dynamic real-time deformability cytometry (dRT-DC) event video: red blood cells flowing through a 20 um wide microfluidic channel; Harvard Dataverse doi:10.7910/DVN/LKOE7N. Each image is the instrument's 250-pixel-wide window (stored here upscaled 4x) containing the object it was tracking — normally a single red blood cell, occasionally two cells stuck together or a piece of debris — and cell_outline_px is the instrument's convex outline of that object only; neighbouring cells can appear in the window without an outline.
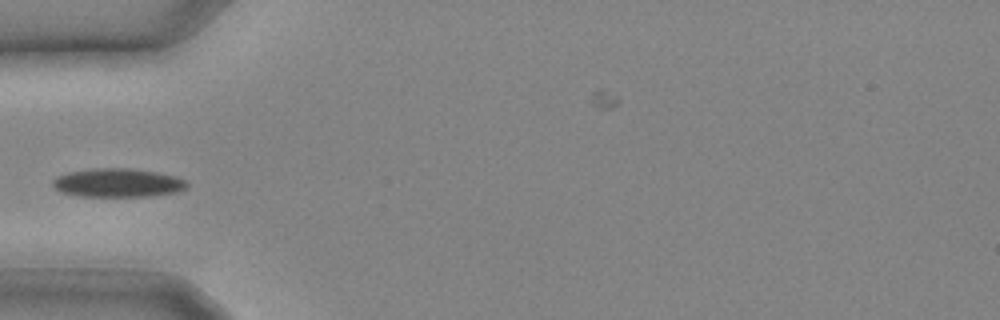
{"species": "common noctule bat (a hibernating species)", "species_latin": "Nyctalus noctula", "temperature_condition": "cold", "stored_images_in_passage": 10, "camera_frame_rate_fps": 3000, "um_per_image_px": 0.085, "animal": {"sex": "male", "body_mass_g": 20.4}, "frame": {"image": 1, "passage_image": 8, "time_ms": 2.333, "image_size_px": [1000, 320], "cell_outline_px": [[188, 184], [184, 188], [176, 192], [144, 196], [80, 196], [60, 192], [52, 184], [52, 180], [56, 176], [68, 172], [92, 168], [132, 168], [156, 172], [176, 176], [184, 180]], "centroid_in_image_um": [9.96, 15.52], "position_along_channel_um": 75.0, "area_um2": 22.31}}